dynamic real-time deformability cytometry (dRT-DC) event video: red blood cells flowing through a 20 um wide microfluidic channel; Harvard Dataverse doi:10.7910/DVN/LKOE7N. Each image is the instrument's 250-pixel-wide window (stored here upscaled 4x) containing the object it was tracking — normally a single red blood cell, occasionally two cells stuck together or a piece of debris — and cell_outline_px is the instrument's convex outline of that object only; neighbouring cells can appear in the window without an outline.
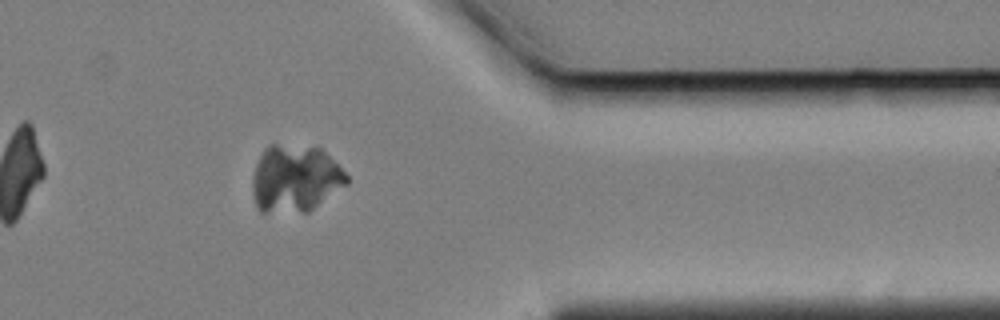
{"species": "Egyptian fruit bat (a non-hibernating species)", "species_latin": "Rousettus aegyptiacus", "temperature_condition": "cold", "stored_images_in_passage": 36, "camera_frame_rate_fps": 3000, "um_per_image_px": 0.085, "animal": {"sex": "female"}, "frame": {"image": 1, "passage_image": 32, "time_ms": 10.333, "image_size_px": [1000, 320], "cell_outline_px": [[348, 184], [308, 212], [260, 212], [256, 208], [252, 192], [252, 180], [256, 164], [264, 148], [268, 144], [276, 144], [320, 148], [348, 176]], "centroid_in_image_um": [25.05, 15.2], "position_along_channel_um": 386.3, "area_um2": 36.88}}